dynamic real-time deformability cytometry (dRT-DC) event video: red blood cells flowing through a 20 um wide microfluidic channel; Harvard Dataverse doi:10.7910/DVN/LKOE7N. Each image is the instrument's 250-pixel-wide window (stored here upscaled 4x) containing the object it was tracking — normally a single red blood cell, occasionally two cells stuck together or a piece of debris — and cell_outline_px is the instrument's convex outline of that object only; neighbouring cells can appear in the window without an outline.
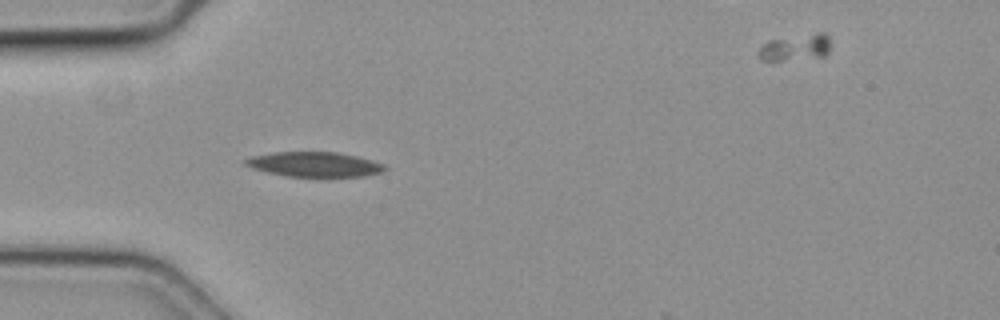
{"species": "common noctule bat (a hibernating species)", "species_latin": "Nyctalus noctula", "temperature_condition": "cold", "stored_images_in_passage": 20, "camera_frame_rate_fps": 3000, "um_per_image_px": 0.085, "animal": {"sex": "female", "body_mass_g": 19.3, "forearm_length_mm": 54.1}, "frame": {"image": 1, "passage_image": 2, "time_ms": 0.333, "image_size_px": [1000, 320], "cell_outline_px": [[388, 168], [380, 172], [364, 176], [288, 176], [268, 172], [252, 168], [244, 164], [244, 160], [252, 156], [272, 152], [336, 152], [356, 156], [372, 160], [384, 164]], "centroid_in_image_um": [26.72, 13.96], "position_along_channel_um": 58.3, "area_um2": 19.94}}
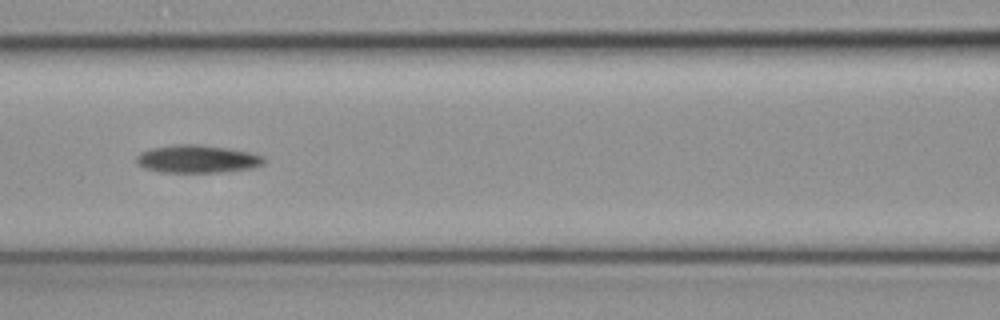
{"frame": {"image": 2, "passage_image": 9, "time_ms": 2.667, "image_size_px": [1000, 320], "cell_outline_px": [[264, 164], [252, 168], [216, 172], [160, 172], [144, 168], [136, 160], [136, 156], [140, 152], [152, 148], [180, 144], [196, 144], [228, 148], [248, 152], [264, 156]], "centroid_in_image_um": [16.76, 13.51], "position_along_channel_um": 149.8, "area_um2": 20.46}}
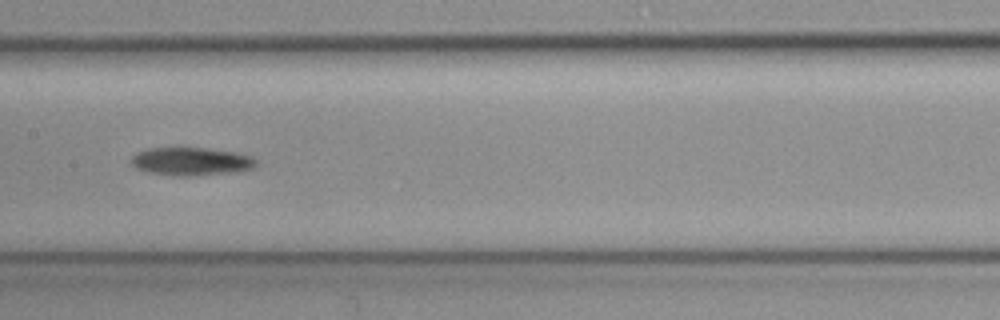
{"frame": {"image": 3, "passage_image": 12, "time_ms": 3.667, "image_size_px": [1000, 320], "cell_outline_px": [[260, 164], [256, 168], [232, 172], [188, 176], [172, 176], [148, 172], [136, 168], [132, 164], [132, 156], [136, 152], [148, 148], [208, 148], [236, 152], [252, 156]], "centroid_in_image_um": [16.29, 13.72], "position_along_channel_um": 191.1, "area_um2": 20.63}}